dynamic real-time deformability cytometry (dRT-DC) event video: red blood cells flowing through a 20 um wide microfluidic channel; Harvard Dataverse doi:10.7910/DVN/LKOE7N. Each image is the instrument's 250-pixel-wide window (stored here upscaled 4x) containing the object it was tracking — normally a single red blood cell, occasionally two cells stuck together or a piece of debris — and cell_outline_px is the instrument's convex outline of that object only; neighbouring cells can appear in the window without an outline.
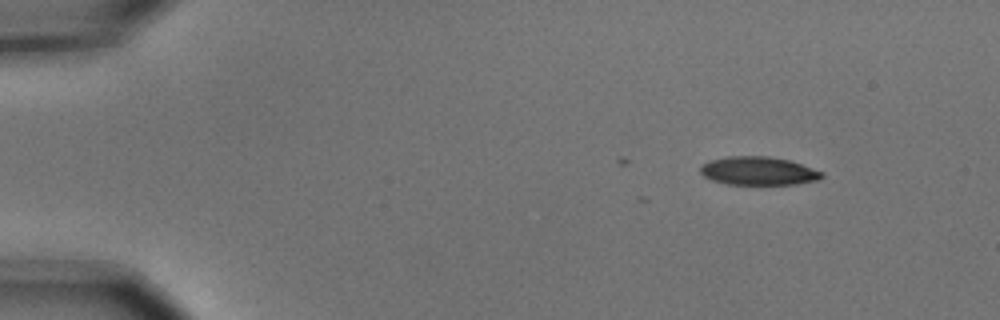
{"species": "common noctule bat (a hibernating species)", "species_latin": "Nyctalus noctula", "temperature_condition": "cold", "stored_images_in_passage": 4, "camera_frame_rate_fps": 3000, "um_per_image_px": 0.085, "animal": {"sex": "male", "body_mass_g": 15.6}, "frame": {"image": 1, "passage_image": 1, "time_ms": 0.0, "image_size_px": [1000, 320], "cell_outline_px": [[824, 176], [820, 180], [796, 184], [728, 184], [712, 180], [704, 176], [700, 172], [700, 164], [708, 160], [728, 156], [768, 156], [788, 160], [824, 172]], "centroid_in_image_um": [64.45, 14.52], "position_along_channel_um": 20.6, "area_um2": 20.17}}
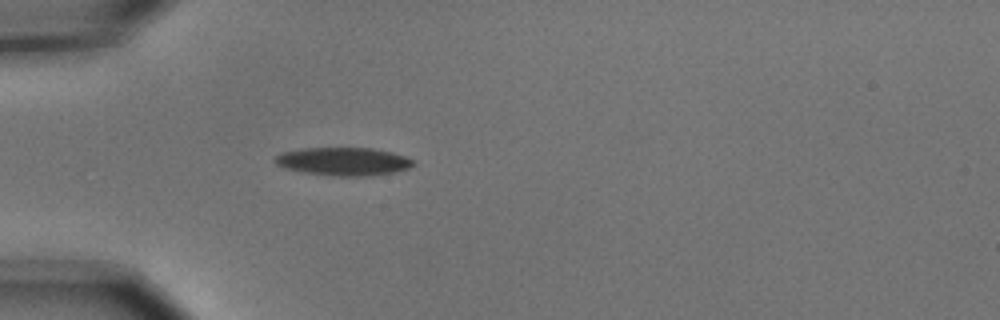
{"frame": {"image": 2, "passage_image": 4, "time_ms": 1.0, "image_size_px": [1000, 320], "cell_outline_px": [[416, 164], [408, 168], [396, 172], [372, 176], [336, 176], [304, 172], [284, 168], [276, 164], [272, 160], [280, 152], [304, 148], [372, 148], [392, 152], [404, 156], [412, 160]], "centroid_in_image_um": [29.18, 13.72], "position_along_channel_um": 55.8, "area_um2": 22.77}}